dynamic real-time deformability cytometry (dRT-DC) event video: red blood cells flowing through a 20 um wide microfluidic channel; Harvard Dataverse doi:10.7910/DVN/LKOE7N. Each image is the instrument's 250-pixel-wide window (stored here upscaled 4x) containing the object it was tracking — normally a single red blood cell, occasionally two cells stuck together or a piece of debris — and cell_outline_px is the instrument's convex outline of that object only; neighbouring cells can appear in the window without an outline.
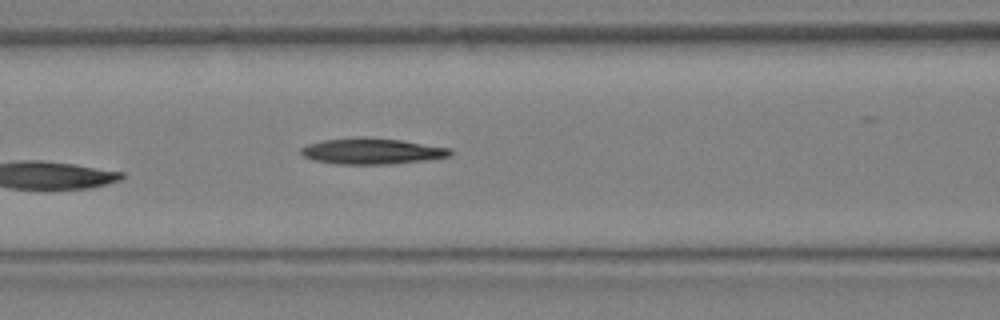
{"species": "Egyptian fruit bat (a non-hibernating species)", "species_latin": "Rousettus aegyptiacus", "temperature_condition": "warm", "stored_images_in_passage": 11, "camera_frame_rate_fps": 3000, "um_per_image_px": 0.085, "animal": {"sex": "female"}, "frame": {"image": 1, "passage_image": 11, "time_ms": 3.333, "image_size_px": [1000, 320], "cell_outline_px": [[452, 156], [428, 160], [388, 164], [336, 164], [312, 160], [304, 156], [300, 152], [300, 148], [308, 144], [324, 140], [356, 136], [364, 136], [404, 140], [452, 148]], "centroid_in_image_um": [31.64, 12.84], "position_along_channel_um": 135.0, "area_um2": 23.06}}